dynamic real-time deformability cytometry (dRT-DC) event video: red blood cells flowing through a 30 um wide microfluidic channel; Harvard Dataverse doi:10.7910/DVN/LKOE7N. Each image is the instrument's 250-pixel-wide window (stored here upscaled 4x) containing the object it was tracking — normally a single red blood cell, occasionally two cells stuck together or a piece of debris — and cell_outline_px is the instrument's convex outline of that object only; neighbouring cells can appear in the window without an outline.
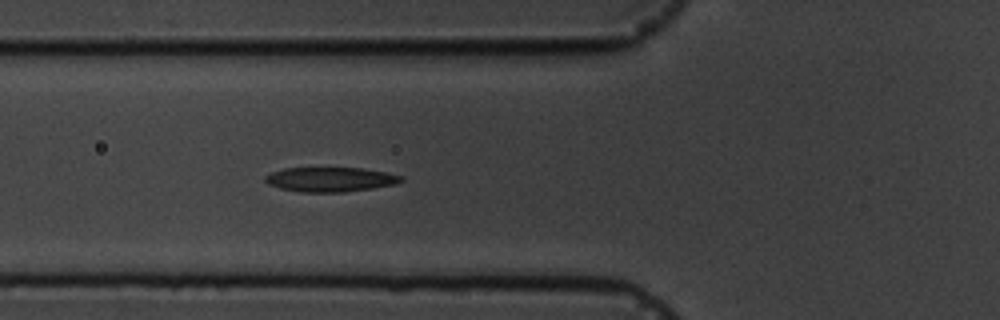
{"species": "common noctule bat (a hibernating species)", "species_latin": "Nyctalus noctula", "temperature_condition": "cold", "stored_images_in_passage": 6, "camera_frame_rate_fps": 3000, "um_per_image_px": 0.085, "animal": {"sex": "male", "body_mass_g": 19.5, "forearm_length_mm": 54.6}, "frame": {"image": 1, "passage_image": 6, "time_ms": 6.667, "image_size_px": [1000, 320], "cell_outline_px": [[404, 180], [396, 184], [372, 188], [344, 192], [300, 192], [280, 188], [268, 184], [264, 180], [264, 176], [272, 172], [284, 168], [360, 168], [384, 172], [404, 176]], "centroid_in_image_um": [28.07, 15.25], "position_along_channel_um": 97.7, "area_um2": 19.42}}